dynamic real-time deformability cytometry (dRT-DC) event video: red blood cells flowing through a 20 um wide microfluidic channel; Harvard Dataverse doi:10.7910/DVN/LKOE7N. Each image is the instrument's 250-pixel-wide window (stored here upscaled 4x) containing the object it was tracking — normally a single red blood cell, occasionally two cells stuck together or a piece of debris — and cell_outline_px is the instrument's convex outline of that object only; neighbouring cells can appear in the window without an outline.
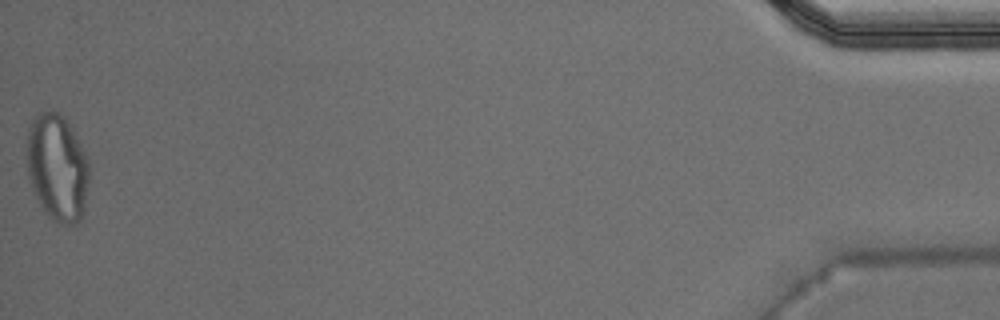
{"species": "Egyptian fruit bat (a non-hibernating species)", "species_latin": "Rousettus aegyptiacus", "temperature_condition": "warm", "stored_images_in_passage": 49, "camera_frame_rate_fps": 3000, "um_per_image_px": 0.085, "animal": {"sex": "male"}, "frame": {"image": 1, "passage_image": 49, "time_ms": 16.0, "image_size_px": [1000, 320], "cell_outline_px": [[88, 180], [84, 208], [80, 220], [72, 224], [60, 224], [40, 204], [32, 188], [28, 176], [28, 128], [36, 112], [56, 112], [64, 116], [72, 128], [88, 160]], "centroid_in_image_um": [4.87, 14.2], "position_along_channel_um": 430.3, "area_um2": 38.15}, "authors_computed_cell_mechanics": {"area_um2": 25.143, "velocity_mm_per_s": 4.1458, "shape_relaxation_time_tau1_ms": null, "shape_relaxation_time_tau2_ms": 2.0168, "deformation_change_tau1": null, "deformation_change_tau2": 0.1011}}